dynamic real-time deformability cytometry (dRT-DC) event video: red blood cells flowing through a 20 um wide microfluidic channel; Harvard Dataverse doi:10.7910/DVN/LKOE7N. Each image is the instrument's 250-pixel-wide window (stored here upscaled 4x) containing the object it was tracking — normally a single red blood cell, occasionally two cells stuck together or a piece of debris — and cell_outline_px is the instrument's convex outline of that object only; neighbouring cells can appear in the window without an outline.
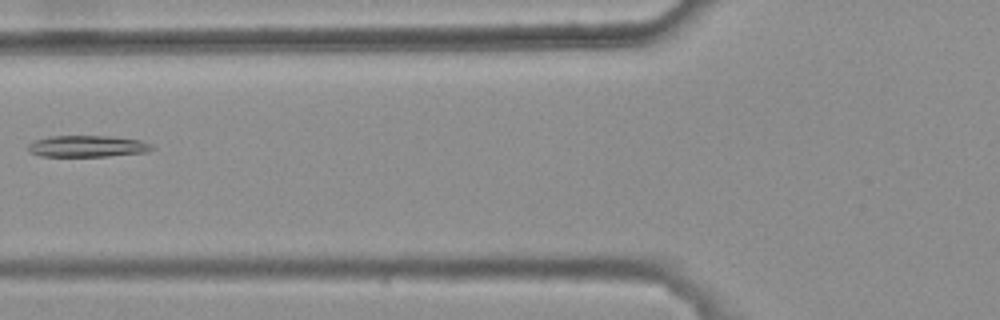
{"species": "common noctule bat (a hibernating species)", "species_latin": "Nyctalus noctula", "temperature_condition": "warm", "stored_images_in_passage": 6, "camera_frame_rate_fps": 3000, "um_per_image_px": 0.085, "animal": {"sex": "female", "body_mass_g": 25.1}, "frame": {"image": 1, "passage_image": 6, "time_ms": 1.667, "image_size_px": [1000, 320], "cell_outline_px": [[152, 148], [144, 152], [108, 156], [40, 156], [28, 152], [28, 144], [32, 140], [52, 136], [112, 136], [140, 140], [152, 144]], "centroid_in_image_um": [7.36, 12.42], "position_along_channel_um": 118.4, "area_um2": 15.49}}